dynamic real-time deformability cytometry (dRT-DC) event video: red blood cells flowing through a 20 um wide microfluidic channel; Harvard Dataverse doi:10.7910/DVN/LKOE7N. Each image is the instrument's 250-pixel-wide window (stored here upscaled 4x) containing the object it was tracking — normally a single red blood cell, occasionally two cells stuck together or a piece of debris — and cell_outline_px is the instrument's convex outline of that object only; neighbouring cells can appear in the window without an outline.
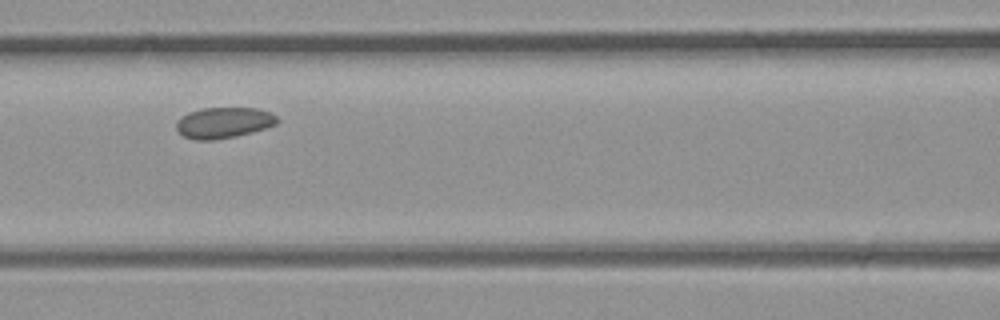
{"species": "common noctule bat (a hibernating species)", "species_latin": "Nyctalus noctula", "temperature_condition": "room temperature", "stored_images_in_passage": 5, "camera_frame_rate_fps": 3000, "um_per_image_px": 0.085, "animal": {"sex": "male", "body_mass_g": 23.1, "forearm_length_mm": 52.7}, "frame": {"image": 1, "passage_image": 5, "time_ms": 1.333, "image_size_px": [1000, 320], "cell_outline_px": [[280, 120], [276, 124], [252, 132], [236, 136], [212, 140], [196, 140], [184, 136], [176, 128], [176, 120], [188, 112], [200, 108], [256, 108], [268, 112], [276, 116]], "centroid_in_image_um": [18.99, 10.42], "position_along_channel_um": 147.6, "area_um2": 18.09}}